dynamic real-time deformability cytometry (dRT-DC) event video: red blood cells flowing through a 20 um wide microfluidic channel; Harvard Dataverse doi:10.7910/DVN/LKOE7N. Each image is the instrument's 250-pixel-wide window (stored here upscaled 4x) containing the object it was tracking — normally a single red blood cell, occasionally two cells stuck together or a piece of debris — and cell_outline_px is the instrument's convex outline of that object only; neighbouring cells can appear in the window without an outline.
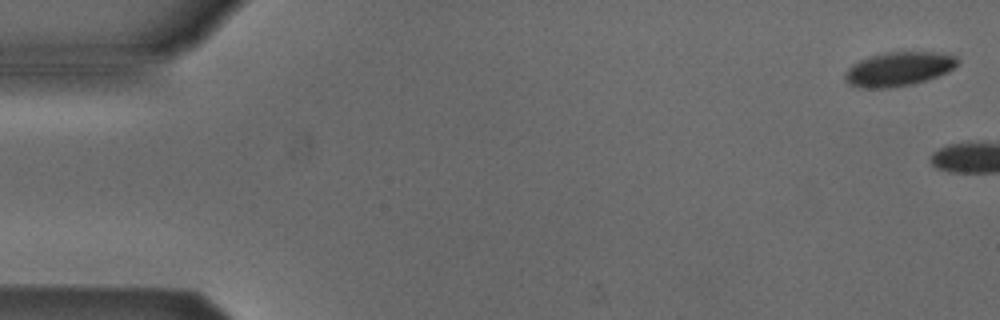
{"species": "Egyptian fruit bat (a non-hibernating species)", "species_latin": "Rousettus aegyptiacus", "temperature_condition": "cold", "stored_images_in_passage": 2, "camera_frame_rate_fps": 3000, "um_per_image_px": 0.085, "animal": {"sex": "male"}, "frame": {"image": 1, "passage_image": 1, "time_ms": 0.0, "image_size_px": [1000, 320], "cell_outline_px": [[960, 60], [948, 72], [912, 84], [888, 88], [864, 88], [848, 84], [844, 76], [844, 72], [852, 64], [868, 56], [884, 52], [936, 52], [956, 56]], "centroid_in_image_um": [76.34, 5.86], "position_along_channel_um": 8.7, "area_um2": 22.31}}